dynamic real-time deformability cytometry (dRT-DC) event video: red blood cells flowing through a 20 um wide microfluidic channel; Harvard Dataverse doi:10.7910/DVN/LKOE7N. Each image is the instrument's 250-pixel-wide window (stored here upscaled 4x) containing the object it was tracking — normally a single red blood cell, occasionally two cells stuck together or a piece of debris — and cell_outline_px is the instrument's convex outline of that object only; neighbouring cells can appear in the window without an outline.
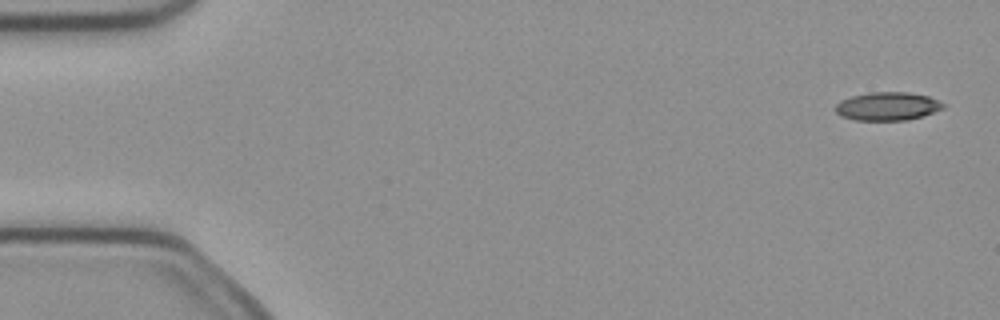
{"species": "common noctule bat (a hibernating species)", "species_latin": "Nyctalus noctula", "temperature_condition": "cold", "stored_images_in_passage": 4, "camera_frame_rate_fps": 3000, "um_per_image_px": 0.085, "animal": {"sex": "female", "body_mass_g": 21.9}, "frame": {"image": 1, "passage_image": 1, "time_ms": 0.0, "image_size_px": [1000, 320], "cell_outline_px": [[944, 108], [908, 120], [856, 120], [840, 116], [836, 112], [836, 104], [840, 100], [852, 96], [868, 92], [908, 92], [928, 96], [944, 104]], "centroid_in_image_um": [75.39, 9.03], "position_along_channel_um": 9.6, "area_um2": 17.63}}